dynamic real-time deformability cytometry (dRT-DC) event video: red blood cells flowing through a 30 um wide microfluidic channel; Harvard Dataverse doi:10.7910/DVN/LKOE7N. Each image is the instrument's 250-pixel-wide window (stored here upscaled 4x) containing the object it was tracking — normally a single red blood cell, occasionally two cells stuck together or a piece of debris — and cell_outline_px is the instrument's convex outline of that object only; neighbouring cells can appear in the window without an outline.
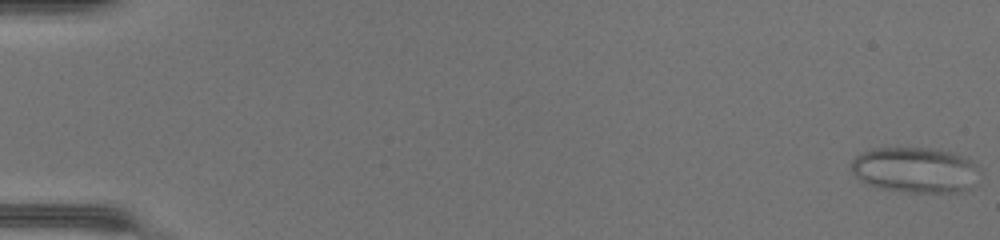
{"species": "common noctule bat (a hibernating species)", "species_latin": "Nyctalus noctula", "temperature_condition": "warm", "stored_images_in_passage": 50, "camera_frame_rate_fps": 3000, "um_per_image_px": 0.085, "animal": {"sex": "female", "body_mass_g": 17.0, "forearm_length_mm": 48.0}, "frame": {"image": 1, "passage_image": 1, "time_ms": 0.0, "image_size_px": [1000, 240], "cell_outline_px": [[980, 172], [976, 184], [972, 188], [960, 192], [912, 192], [880, 188], [868, 184], [860, 180], [852, 172], [852, 160], [860, 152], [872, 148], [932, 148], [952, 152], [972, 160], [980, 168]], "centroid_in_image_um": [77.84, 14.44], "position_along_channel_um": 7.2, "area_um2": 34.45}}
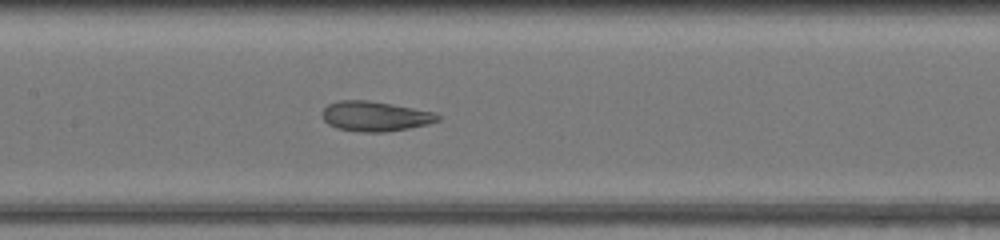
{"frame": {"image": 2, "passage_image": 25, "time_ms": 8.0, "image_size_px": [1000, 240], "cell_outline_px": [[440, 120], [428, 124], [408, 128], [384, 132], [360, 132], [336, 128], [328, 124], [324, 120], [320, 112], [328, 104], [340, 100], [368, 100], [392, 104], [436, 112], [440, 116]], "centroid_in_image_um": [31.87, 9.88], "position_along_channel_um": 175.5, "area_um2": 20.29}}
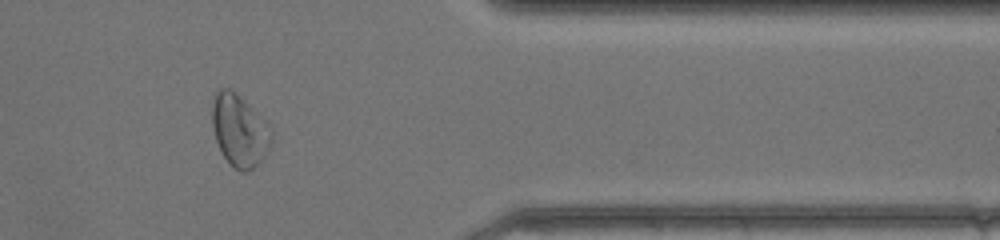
{"frame": {"image": 3, "passage_image": 41, "time_ms": 13.333, "image_size_px": [1000, 240], "cell_outline_px": [[272, 144], [264, 156], [252, 168], [244, 172], [240, 172], [224, 156], [216, 140], [212, 124], [212, 100], [216, 92], [220, 88], [228, 88], [244, 100], [272, 128]], "centroid_in_image_um": [20.36, 11.08], "position_along_channel_um": 391.0, "area_um2": 24.45}}